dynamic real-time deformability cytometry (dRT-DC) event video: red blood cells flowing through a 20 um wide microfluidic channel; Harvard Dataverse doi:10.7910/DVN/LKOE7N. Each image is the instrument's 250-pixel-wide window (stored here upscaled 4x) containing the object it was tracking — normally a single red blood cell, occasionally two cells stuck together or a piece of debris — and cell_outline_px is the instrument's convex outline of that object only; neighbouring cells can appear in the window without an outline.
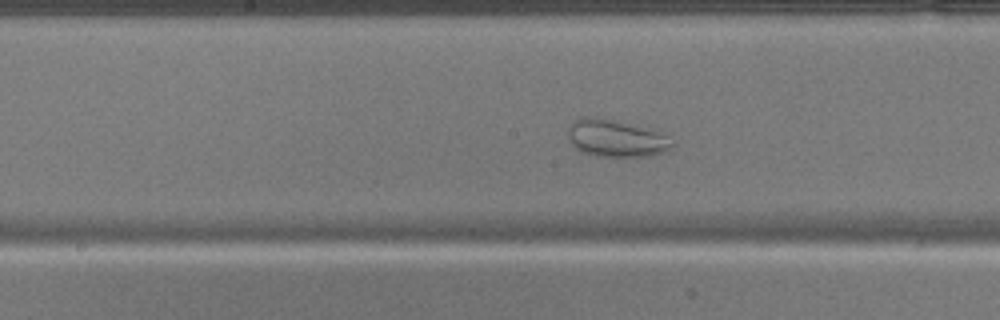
{"species": "common noctule bat (a hibernating species)", "species_latin": "Nyctalus noctula", "temperature_condition": "warm", "stored_images_in_passage": 52, "camera_frame_rate_fps": 3000, "um_per_image_px": 0.085, "animal": {"sex": "male", "body_mass_g": 17.9}, "frame": {"image": 1, "passage_image": 28, "time_ms": 9.0, "image_size_px": [1000, 320], "cell_outline_px": [[676, 144], [672, 148], [664, 152], [652, 156], [596, 156], [580, 152], [572, 144], [568, 136], [568, 124], [580, 116], [592, 116], [612, 120], [660, 132]], "centroid_in_image_um": [52.32, 11.76], "position_along_channel_um": 195.9, "area_um2": 22.6}}
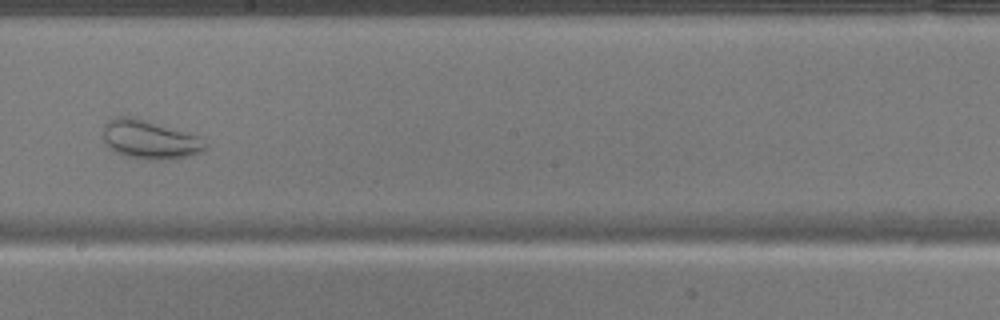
{"frame": {"image": 2, "passage_image": 31, "time_ms": 10.0, "image_size_px": [1000, 320], "cell_outline_px": [[208, 144], [200, 152], [188, 156], [168, 160], [148, 160], [124, 156], [108, 148], [104, 140], [104, 124], [108, 120], [116, 116], [132, 116], [200, 136]], "centroid_in_image_um": [12.71, 11.87], "position_along_channel_um": 235.5, "area_um2": 23.24}}
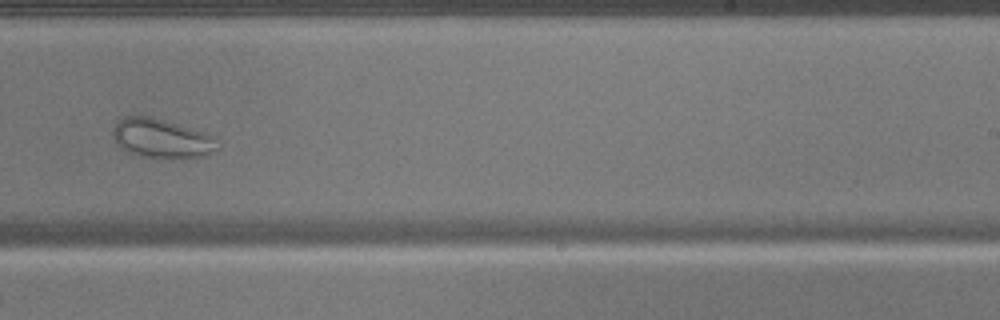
{"frame": {"image": 3, "passage_image": 34, "time_ms": 11.0, "image_size_px": [1000, 320], "cell_outline_px": [[220, 148], [208, 156], [172, 160], [140, 156], [128, 152], [120, 148], [116, 144], [112, 136], [112, 128], [116, 120], [124, 116], [152, 116], [208, 132], [220, 136]], "centroid_in_image_um": [13.83, 11.78], "position_along_channel_um": 275.2, "area_um2": 25.43}}